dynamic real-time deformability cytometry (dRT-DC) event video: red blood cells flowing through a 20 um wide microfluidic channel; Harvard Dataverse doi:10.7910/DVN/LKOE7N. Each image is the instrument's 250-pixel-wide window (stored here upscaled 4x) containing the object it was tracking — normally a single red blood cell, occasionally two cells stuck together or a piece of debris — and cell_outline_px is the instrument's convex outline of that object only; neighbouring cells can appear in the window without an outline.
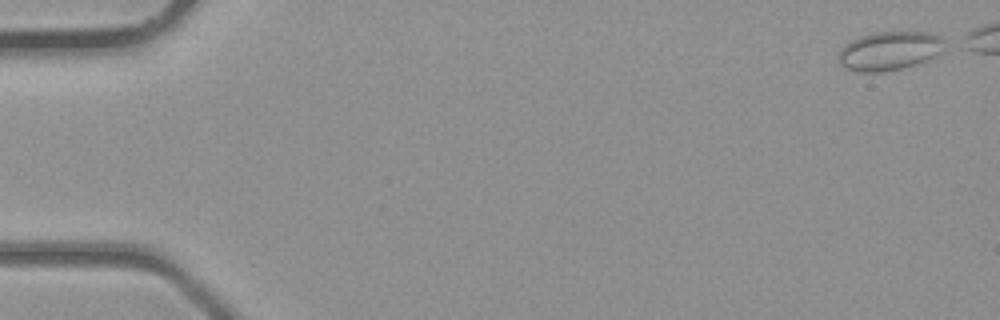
{"species": "common noctule bat (a hibernating species)", "species_latin": "Nyctalus noctula", "temperature_condition": "room temperature", "stored_images_in_passage": 8, "camera_frame_rate_fps": 3000, "um_per_image_px": 0.085, "animal": {"sex": "male", "body_mass_g": 23.1, "forearm_length_mm": 52.7}, "frame": {"image": 1, "passage_image": 1, "time_ms": 0.0, "image_size_px": [1000, 320], "cell_outline_px": [[948, 40], [940, 52], [936, 56], [928, 60], [904, 68], [884, 72], [860, 72], [844, 68], [836, 60], [836, 56], [840, 48], [844, 44], [860, 36], [876, 32], [928, 32], [944, 36]], "centroid_in_image_um": [75.6, 4.32], "position_along_channel_um": 9.4, "area_um2": 24.62}}